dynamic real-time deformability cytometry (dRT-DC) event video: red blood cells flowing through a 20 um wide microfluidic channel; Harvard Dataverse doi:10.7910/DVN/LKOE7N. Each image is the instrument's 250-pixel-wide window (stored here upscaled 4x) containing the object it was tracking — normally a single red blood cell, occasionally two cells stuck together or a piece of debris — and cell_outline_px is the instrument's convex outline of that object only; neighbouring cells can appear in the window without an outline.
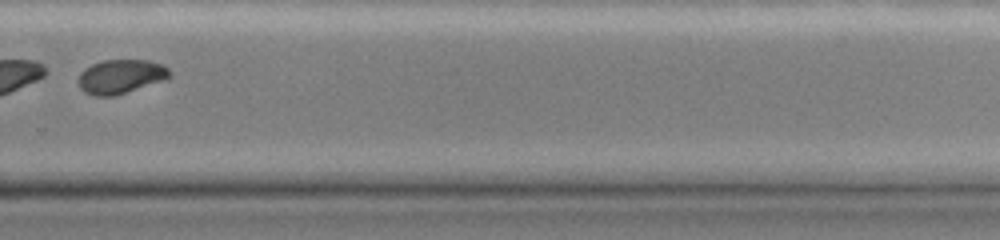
{"species": "common noctule bat (a hibernating species)", "species_latin": "Nyctalus noctula", "temperature_condition": "cold", "stored_images_in_passage": 24, "camera_frame_rate_fps": 3000, "um_per_image_px": 0.085, "animal": {"sex": "female", "body_mass_g": 19.0, "forearm_length_mm": 51.5}, "frame": {"image": 1, "passage_image": 17, "time_ms": 7.0, "image_size_px": [1000, 240], "cell_outline_px": [[172, 76], [164, 80], [112, 96], [96, 96], [84, 92], [80, 88], [76, 80], [80, 72], [84, 68], [92, 64], [104, 60], [148, 60], [164, 64], [172, 72]], "centroid_in_image_um": [10.25, 6.49], "position_along_channel_um": 319.5, "area_um2": 18.26}, "authors_computed_cell_mechanics": {"area_um2": 20.1144, "velocity_mm_per_s": 4.0293, "shape_relaxation_time_tau1_ms": 3.5744, "shape_relaxation_time_tau2_ms": 2.5487, "deformation_change_tau1": 0.3357, "deformation_change_tau2": 0.0443}}